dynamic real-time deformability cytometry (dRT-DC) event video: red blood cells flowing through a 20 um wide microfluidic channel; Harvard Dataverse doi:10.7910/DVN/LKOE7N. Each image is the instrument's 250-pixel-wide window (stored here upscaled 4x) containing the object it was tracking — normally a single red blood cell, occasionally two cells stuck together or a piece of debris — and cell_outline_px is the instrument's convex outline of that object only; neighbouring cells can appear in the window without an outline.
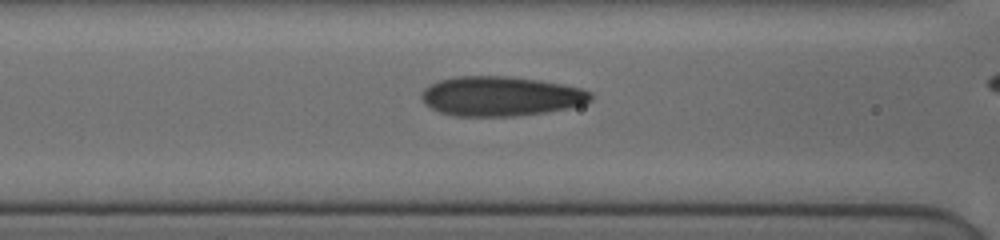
{"species": "human", "species_latin": "Homo sapiens", "temperature_condition": "cold", "stored_images_in_passage": 30, "segment_of_instrument_passage": [1, 2], "camera_frame_rate_fps": 3000, "um_per_image_px": 0.085, "donor": {"sex": "female"}, "frame": {"image": 1, "passage_image": 9, "time_ms": 1.667, "image_size_px": [1000, 240], "cell_outline_px": [[592, 100], [584, 104], [568, 108], [544, 112], [512, 116], [452, 116], [440, 112], [424, 104], [420, 96], [424, 88], [440, 80], [456, 76], [508, 76], [536, 80], [560, 84], [580, 88], [588, 92], [592, 96]], "centroid_in_image_um": [42.52, 8.18], "position_along_channel_um": 124.1, "area_um2": 38.84}}
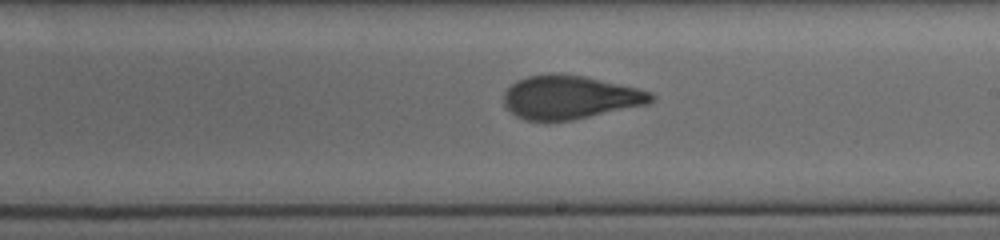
{"frame": {"image": 2, "passage_image": 23, "time_ms": 4.667, "image_size_px": [1000, 240], "cell_outline_px": [[656, 100], [648, 104], [572, 120], [548, 124], [524, 120], [516, 116], [504, 104], [504, 92], [516, 80], [528, 76], [584, 76], [636, 88], [652, 92], [656, 96]], "centroid_in_image_um": [48.45, 8.34], "position_along_channel_um": 240.6, "area_um2": 37.17}}
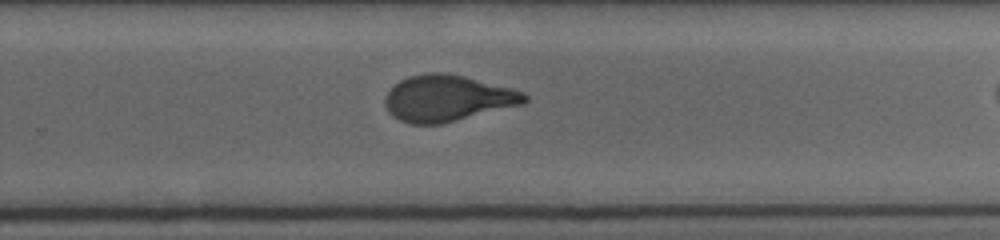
{"frame": {"image": 3, "passage_image": 29, "time_ms": 6.0, "image_size_px": [1000, 240], "cell_outline_px": [[528, 100], [524, 104], [440, 124], [408, 124], [392, 116], [388, 112], [384, 104], [384, 96], [400, 80], [408, 76], [432, 72], [440, 72], [464, 76], [524, 92], [528, 96]], "centroid_in_image_um": [38.01, 8.36], "position_along_channel_um": 291.8, "area_um2": 37.45}}